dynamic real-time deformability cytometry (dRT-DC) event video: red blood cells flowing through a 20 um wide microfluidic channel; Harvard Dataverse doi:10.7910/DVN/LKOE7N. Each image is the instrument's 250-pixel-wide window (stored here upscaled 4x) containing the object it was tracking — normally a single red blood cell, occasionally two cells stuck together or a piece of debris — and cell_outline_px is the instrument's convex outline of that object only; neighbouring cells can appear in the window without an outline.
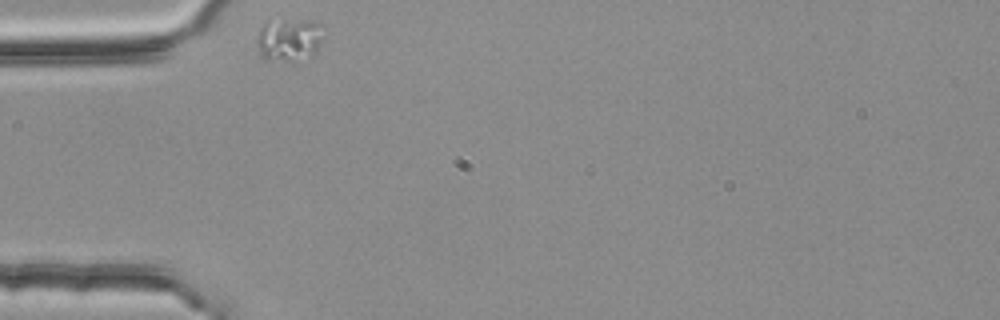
{"species": "common noctule bat (a hibernating species)", "species_latin": "Nyctalus noctula", "temperature_condition": "room temperature", "stored_images_in_passage": 34, "camera_frame_rate_fps": 3000, "um_per_image_px": 0.085, "animal": {"sex": "female", "body_mass_g": 25.1}, "frame": {"image": 1, "passage_image": 1, "time_ms": 0.0, "image_size_px": [1000, 320], "cell_outline_px": [[320, 44], [316, 52], [312, 56], [292, 60], [264, 60], [256, 44], [256, 40], [260, 28], [264, 20], [284, 20], [320, 24]], "centroid_in_image_um": [24.47, 3.38], "position_along_channel_um": 60.5, "area_um2": 16.18}}